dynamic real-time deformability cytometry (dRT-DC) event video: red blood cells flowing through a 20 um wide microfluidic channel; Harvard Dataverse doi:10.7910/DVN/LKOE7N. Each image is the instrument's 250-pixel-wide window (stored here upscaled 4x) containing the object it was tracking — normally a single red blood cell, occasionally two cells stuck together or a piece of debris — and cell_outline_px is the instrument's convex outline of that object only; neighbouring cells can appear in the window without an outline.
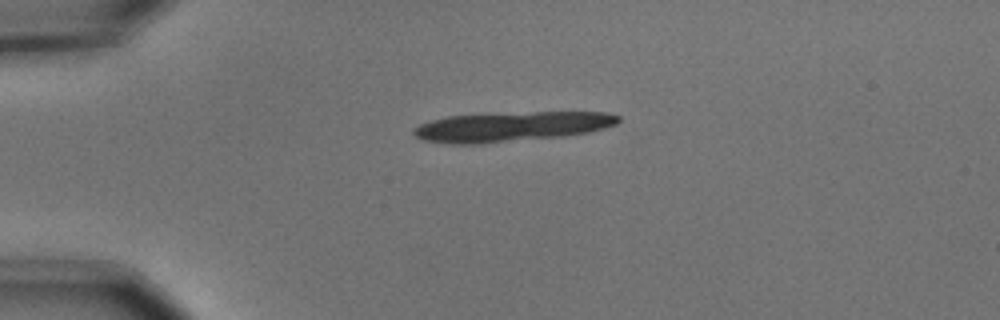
{"species": "common noctule bat (a hibernating species)", "species_latin": "Nyctalus noctula", "temperature_condition": "cold", "stored_images_in_passage": 2, "camera_frame_rate_fps": 3000, "um_per_image_px": 0.085, "animal": {"sex": "male", "body_mass_g": 15.6}, "frame": {"image": 1, "passage_image": 1, "time_ms": 0.0, "image_size_px": [1000, 320], "cell_outline_px": [[620, 120], [616, 124], [604, 128], [588, 132], [564, 136], [480, 144], [452, 144], [424, 140], [416, 136], [412, 132], [412, 128], [420, 124], [432, 120], [448, 116], [532, 112], [608, 112], [620, 116]], "centroid_in_image_um": [43.49, 10.77], "position_along_channel_um": 41.5, "area_um2": 35.32}}